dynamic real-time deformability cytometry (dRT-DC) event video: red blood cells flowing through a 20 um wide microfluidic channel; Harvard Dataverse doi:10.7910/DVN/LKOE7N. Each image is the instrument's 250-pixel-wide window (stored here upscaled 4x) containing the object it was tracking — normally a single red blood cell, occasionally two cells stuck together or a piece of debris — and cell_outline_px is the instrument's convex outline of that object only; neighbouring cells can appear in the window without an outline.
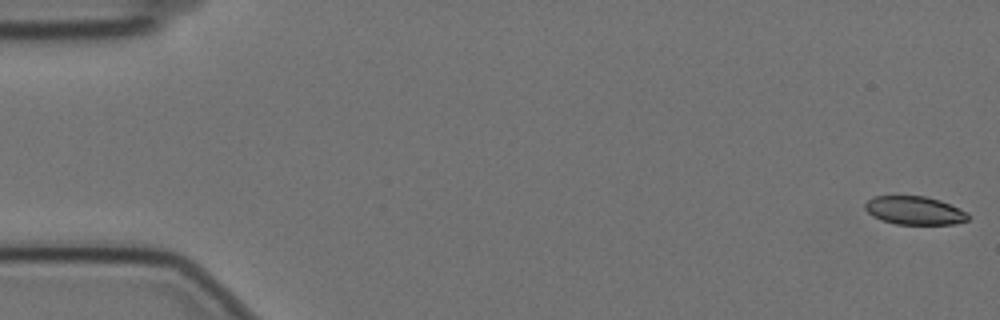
{"species": "Egyptian fruit bat (a non-hibernating species)", "species_latin": "Rousettus aegyptiacus", "temperature_condition": "cold", "stored_images_in_passage": 58, "camera_frame_rate_fps": 3000, "um_per_image_px": 0.085, "animal": {"sex": "female"}, "frame": {"image": 1, "passage_image": 1, "time_ms": 0.0, "image_size_px": [1000, 320], "cell_outline_px": [[968, 220], [956, 224], [896, 224], [880, 220], [872, 216], [864, 208], [864, 204], [872, 196], [924, 196], [940, 200], [968, 212]], "centroid_in_image_um": [77.72, 17.89], "position_along_channel_um": 7.3, "area_um2": 17.11}}
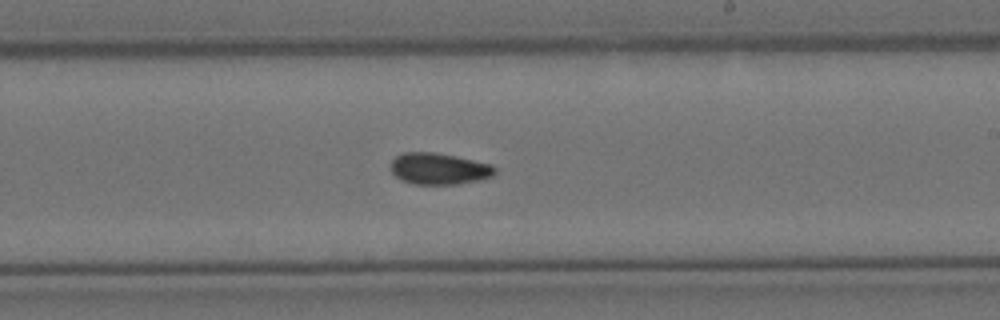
{"frame": {"image": 2, "passage_image": 34, "time_ms": 11.0, "image_size_px": [1000, 320], "cell_outline_px": [[496, 172], [492, 176], [460, 184], [416, 184], [400, 180], [392, 172], [392, 160], [396, 156], [404, 152], [436, 152], [456, 156], [492, 164], [496, 168]], "centroid_in_image_um": [37.32, 14.33], "position_along_channel_um": 251.7, "area_um2": 19.07}}
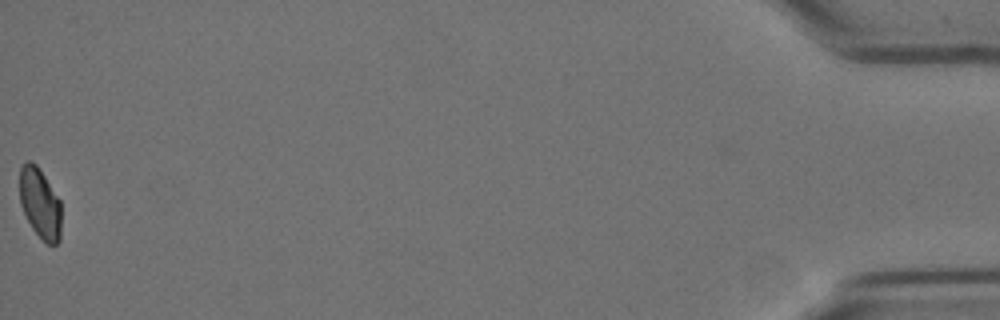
{"frame": {"image": 3, "passage_image": 58, "time_ms": 19.0, "image_size_px": [1000, 320], "cell_outline_px": [[60, 240], [56, 244], [48, 244], [32, 228], [20, 204], [20, 168], [28, 160], [32, 160], [36, 164], [60, 200]], "centroid_in_image_um": [3.39, 17.26], "position_along_channel_um": 431.8, "area_um2": 16.76}, "authors_computed_cell_mechanics": {"area_um2": 18.6116, "velocity_mm_per_s": 3.5046, "shape_relaxation_time_tau1_ms": 8.068, "shape_relaxation_time_tau2_ms": 10.7526, "deformation_change_tau1": 0.1427, "deformation_change_tau2": 0.1207}}